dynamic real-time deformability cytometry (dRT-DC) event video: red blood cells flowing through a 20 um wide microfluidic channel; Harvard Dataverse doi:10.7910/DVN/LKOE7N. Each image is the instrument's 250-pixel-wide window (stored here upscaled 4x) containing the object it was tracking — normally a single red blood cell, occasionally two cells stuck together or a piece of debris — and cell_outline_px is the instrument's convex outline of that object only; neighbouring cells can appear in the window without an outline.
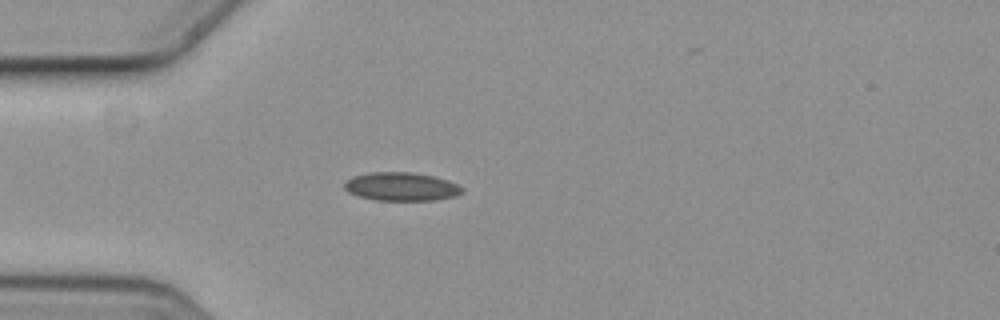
{"species": "common noctule bat (a hibernating species)", "species_latin": "Nyctalus noctula", "temperature_condition": "cold", "stored_images_in_passage": 4, "camera_frame_rate_fps": 3000, "um_per_image_px": 0.085, "animal": {"sex": "female", "body_mass_g": 19.3, "forearm_length_mm": 54.1}, "frame": {"image": 1, "passage_image": 3, "time_ms": 0.667, "image_size_px": [1000, 320], "cell_outline_px": [[464, 192], [456, 196], [436, 200], [376, 200], [360, 196], [348, 192], [344, 188], [344, 184], [352, 176], [368, 172], [412, 172], [432, 176], [448, 180], [464, 188]], "centroid_in_image_um": [34.13, 15.86], "position_along_channel_um": 50.9, "area_um2": 19.54}}